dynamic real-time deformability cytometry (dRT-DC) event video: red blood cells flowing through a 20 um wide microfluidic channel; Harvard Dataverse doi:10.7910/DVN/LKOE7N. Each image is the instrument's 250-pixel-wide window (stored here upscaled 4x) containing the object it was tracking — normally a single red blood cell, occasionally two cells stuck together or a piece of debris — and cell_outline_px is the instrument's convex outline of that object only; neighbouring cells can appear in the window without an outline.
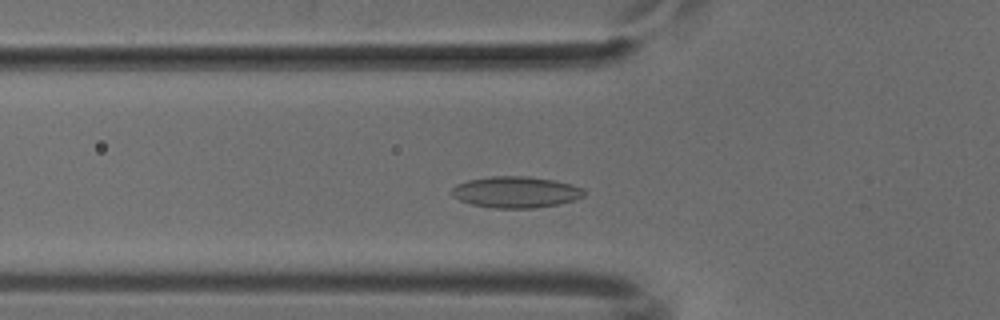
{"species": "common noctule bat (a hibernating species)", "species_latin": "Nyctalus noctula", "temperature_condition": "cold", "stored_images_in_passage": 44, "camera_frame_rate_fps": 3000, "um_per_image_px": 0.085, "animal": {"sex": "male", "body_mass_g": 18.8}, "frame": {"image": 1, "passage_image": 10, "time_ms": 3.0, "image_size_px": [1000, 320], "cell_outline_px": [[588, 192], [584, 196], [572, 200], [556, 204], [532, 208], [492, 208], [472, 204], [460, 200], [452, 196], [448, 192], [456, 184], [468, 180], [492, 176], [528, 176], [552, 180], [572, 184], [584, 188]], "centroid_in_image_um": [43.82, 16.32], "position_along_channel_um": 82.0, "area_um2": 24.22}}
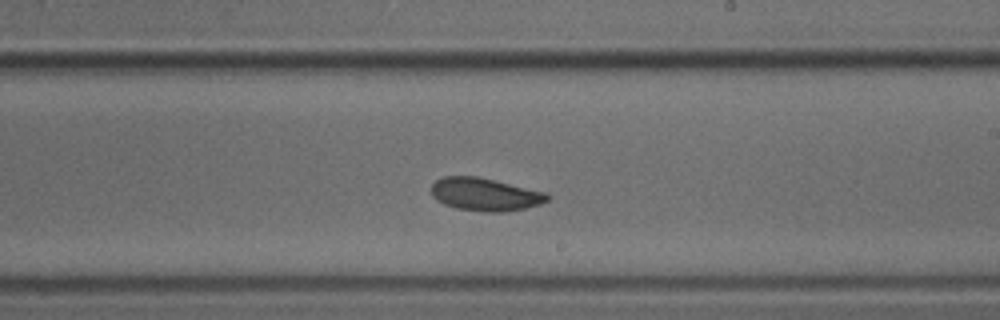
{"frame": {"image": 2, "passage_image": 23, "time_ms": 7.333, "image_size_px": [1000, 320], "cell_outline_px": [[552, 196], [548, 200], [540, 204], [524, 208], [504, 212], [488, 212], [456, 208], [444, 204], [436, 200], [432, 196], [432, 184], [436, 180], [444, 176], [476, 176], [548, 192]], "centroid_in_image_um": [41.25, 16.52], "position_along_channel_um": 247.7, "area_um2": 22.31}}
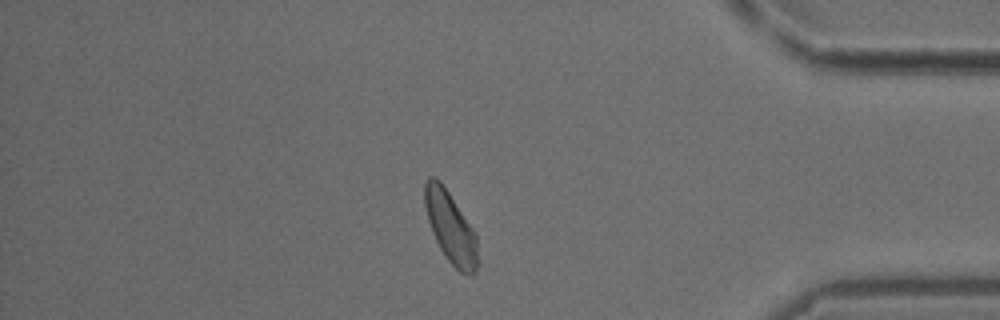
{"frame": {"image": 3, "passage_image": 37, "time_ms": 12.0, "image_size_px": [1000, 320], "cell_outline_px": [[476, 272], [472, 276], [460, 272], [448, 260], [440, 248], [432, 232], [428, 220], [424, 204], [424, 184], [428, 176], [436, 176], [440, 180], [472, 228], [476, 236]], "centroid_in_image_um": [38.26, 19.29], "position_along_channel_um": 396.9, "area_um2": 21.56}}